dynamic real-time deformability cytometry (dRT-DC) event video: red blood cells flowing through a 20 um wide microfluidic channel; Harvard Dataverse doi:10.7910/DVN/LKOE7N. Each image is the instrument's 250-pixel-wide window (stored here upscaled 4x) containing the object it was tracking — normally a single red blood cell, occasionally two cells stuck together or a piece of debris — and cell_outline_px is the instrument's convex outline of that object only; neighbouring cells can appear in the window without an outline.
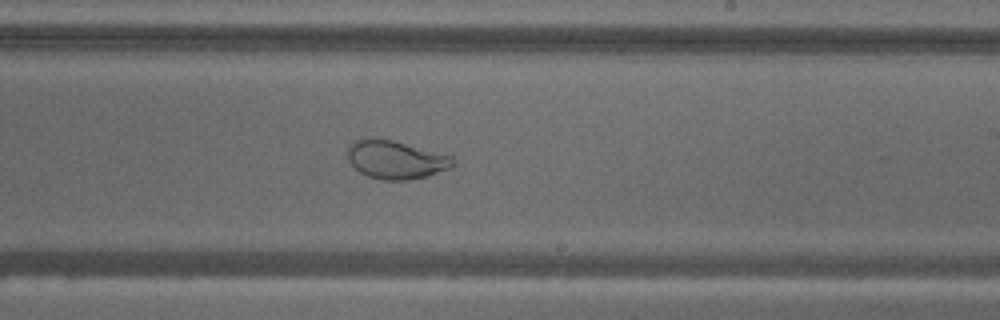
{"species": "common noctule bat (a hibernating species)", "species_latin": "Nyctalus noctula", "temperature_condition": "warm", "stored_images_in_passage": 55, "camera_frame_rate_fps": 3000, "um_per_image_px": 0.085, "animal": {"sex": "male", "body_mass_g": 18.8}, "frame": {"image": 1, "passage_image": 33, "time_ms": 10.667, "image_size_px": [1000, 320], "cell_outline_px": [[456, 164], [452, 168], [428, 176], [408, 180], [384, 180], [368, 176], [360, 172], [348, 160], [344, 152], [352, 140], [376, 136], [392, 140], [452, 156]], "centroid_in_image_um": [33.6, 13.55], "position_along_channel_um": 255.4, "area_um2": 23.99}}
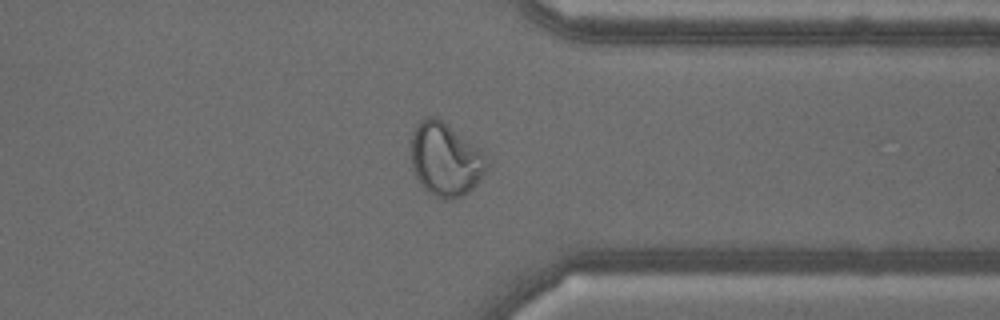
{"frame": {"image": 2, "passage_image": 43, "time_ms": 14.0, "image_size_px": [1000, 320], "cell_outline_px": [[488, 168], [480, 180], [464, 196], [444, 200], [428, 192], [420, 184], [412, 168], [412, 132], [416, 124], [424, 116], [432, 116], [448, 124], [480, 148], [488, 164]], "centroid_in_image_um": [37.86, 13.55], "position_along_channel_um": 373.5, "area_um2": 32.43}}
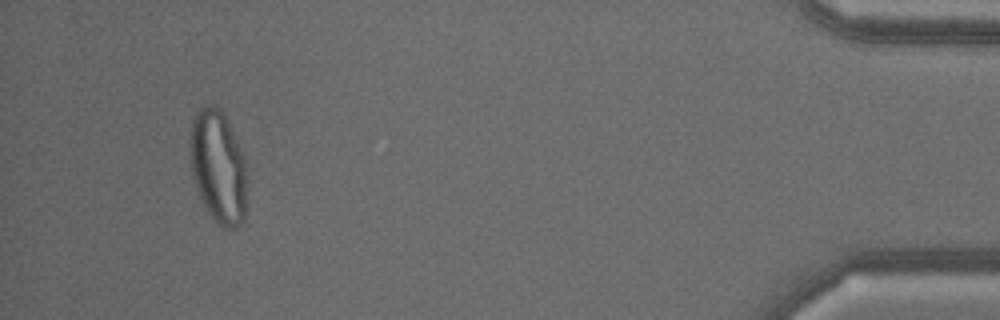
{"frame": {"image": 3, "passage_image": 52, "time_ms": 17.0, "image_size_px": [1000, 320], "cell_outline_px": [[244, 220], [236, 228], [224, 228], [216, 224], [208, 212], [196, 188], [192, 172], [188, 148], [188, 140], [192, 120], [196, 112], [204, 104], [216, 104], [224, 112], [232, 128], [244, 160]], "centroid_in_image_um": [18.48, 14.11], "position_along_channel_um": 416.7, "area_um2": 37.51}}